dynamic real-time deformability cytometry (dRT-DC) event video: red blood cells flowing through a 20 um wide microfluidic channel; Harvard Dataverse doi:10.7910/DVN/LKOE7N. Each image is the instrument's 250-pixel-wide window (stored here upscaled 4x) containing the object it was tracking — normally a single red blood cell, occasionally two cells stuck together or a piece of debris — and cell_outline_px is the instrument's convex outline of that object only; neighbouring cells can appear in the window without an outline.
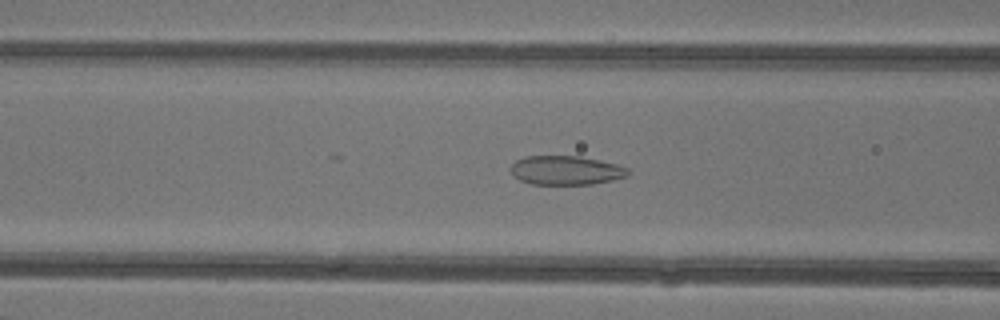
{"species": "common noctule bat (a hibernating species)", "species_latin": "Nyctalus noctula", "temperature_condition": "warm", "stored_images_in_passage": 47, "camera_frame_rate_fps": 3000, "um_per_image_px": 0.085, "animal": {"sex": "female"}, "frame": {"image": 1, "passage_image": 20, "time_ms": 6.333, "image_size_px": [1000, 320], "cell_outline_px": [[628, 176], [612, 180], [592, 184], [532, 184], [520, 180], [512, 176], [508, 168], [516, 160], [524, 156], [580, 156], [600, 160], [616, 164], [628, 168]], "centroid_in_image_um": [48.06, 14.47], "position_along_channel_um": 118.5, "area_um2": 20.0}}
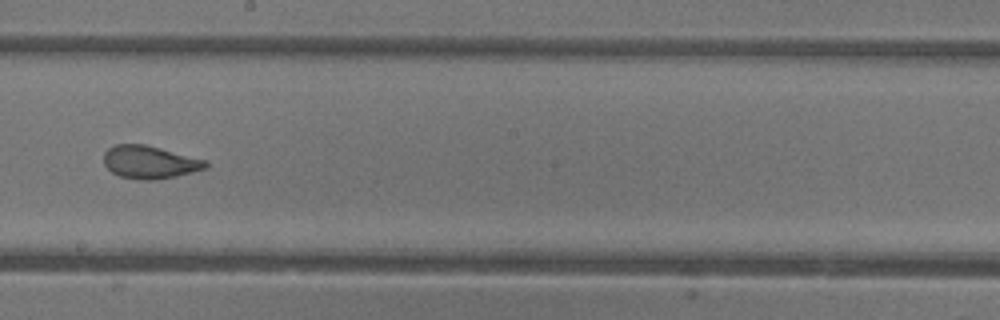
{"frame": {"image": 2, "passage_image": 28, "time_ms": 9.0, "image_size_px": [1000, 320], "cell_outline_px": [[208, 168], [176, 176], [156, 180], [140, 180], [120, 176], [112, 172], [104, 164], [104, 152], [108, 148], [116, 144], [144, 144], [208, 160]], "centroid_in_image_um": [12.74, 13.78], "position_along_channel_um": 235.5, "area_um2": 19.59}}
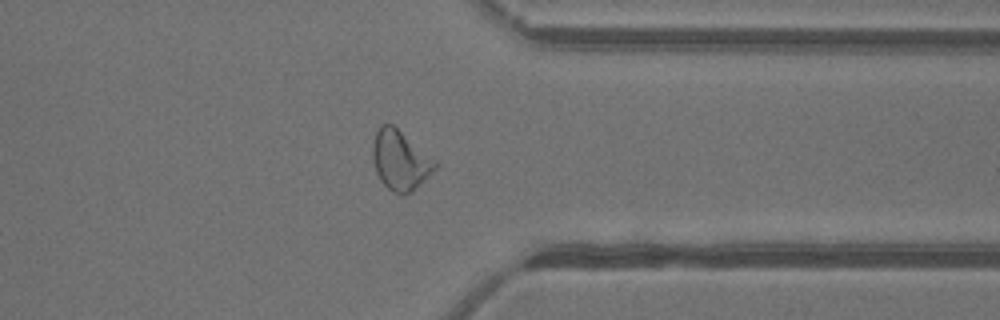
{"frame": {"image": 3, "passage_image": 38, "time_ms": 12.333, "image_size_px": [1000, 320], "cell_outline_px": [[436, 168], [412, 192], [392, 192], [380, 180], [376, 172], [372, 156], [372, 144], [376, 132], [380, 124], [392, 124], [436, 160]], "centroid_in_image_um": [33.99, 13.6], "position_along_channel_um": 377.4, "area_um2": 21.33}}